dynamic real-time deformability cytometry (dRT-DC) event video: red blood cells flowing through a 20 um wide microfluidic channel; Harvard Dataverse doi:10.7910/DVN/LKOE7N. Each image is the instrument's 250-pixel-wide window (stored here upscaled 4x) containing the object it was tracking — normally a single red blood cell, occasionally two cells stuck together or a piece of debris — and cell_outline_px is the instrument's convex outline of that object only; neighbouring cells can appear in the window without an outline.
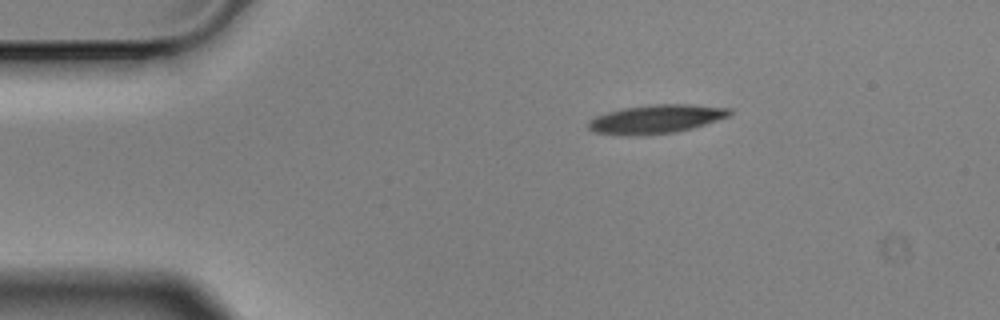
{"species": "Egyptian fruit bat (a non-hibernating species)", "species_latin": "Rousettus aegyptiacus", "temperature_condition": "cold", "stored_images_in_passage": 48, "camera_frame_rate_fps": 3000, "um_per_image_px": 0.085, "animal": {"sex": "male"}, "frame": {"image": 1, "passage_image": 1, "time_ms": 0.0, "image_size_px": [1000, 320], "cell_outline_px": [[732, 112], [728, 116], [692, 128], [676, 132], [636, 136], [620, 136], [592, 132], [588, 128], [588, 120], [596, 116], [608, 112], [624, 108], [652, 104], [688, 104], [732, 108]], "centroid_in_image_um": [55.72, 10.13], "position_along_channel_um": 29.3, "area_um2": 23.76}}
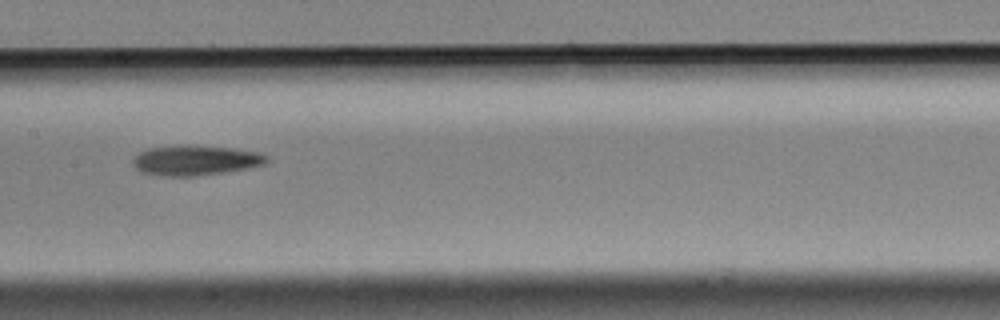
{"frame": {"image": 2, "passage_image": 19, "time_ms": 6.0, "image_size_px": [1000, 320], "cell_outline_px": [[268, 160], [264, 164], [244, 168], [220, 172], [192, 176], [160, 176], [140, 172], [132, 164], [132, 160], [140, 152], [148, 148], [176, 144], [188, 144], [232, 148], [256, 152], [268, 156]], "centroid_in_image_um": [16.53, 13.6], "position_along_channel_um": 190.9, "area_um2": 23.41}}
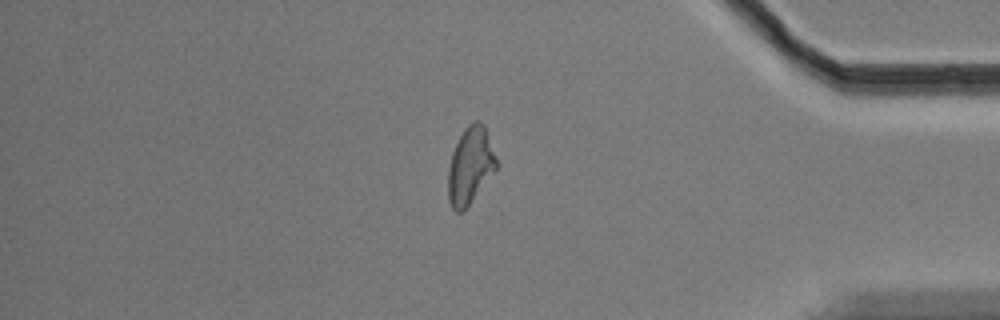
{"frame": {"image": 3, "passage_image": 39, "time_ms": 12.667, "image_size_px": [1000, 320], "cell_outline_px": [[496, 168], [464, 212], [456, 212], [452, 208], [448, 200], [448, 168], [452, 152], [464, 128], [468, 124], [476, 120], [480, 120], [484, 124], [496, 160]], "centroid_in_image_um": [39.94, 14.09], "position_along_channel_um": 395.3, "area_um2": 21.39}, "authors_computed_cell_mechanics": {"area_um2": 22.4553, "velocity_mm_per_s": 3.5166, "shape_relaxation_time_tau1_ms": 7.6599, "shape_relaxation_time_tau2_ms": null, "deformation_change_tau1": 0.1893, "deformation_change_tau2": null}}